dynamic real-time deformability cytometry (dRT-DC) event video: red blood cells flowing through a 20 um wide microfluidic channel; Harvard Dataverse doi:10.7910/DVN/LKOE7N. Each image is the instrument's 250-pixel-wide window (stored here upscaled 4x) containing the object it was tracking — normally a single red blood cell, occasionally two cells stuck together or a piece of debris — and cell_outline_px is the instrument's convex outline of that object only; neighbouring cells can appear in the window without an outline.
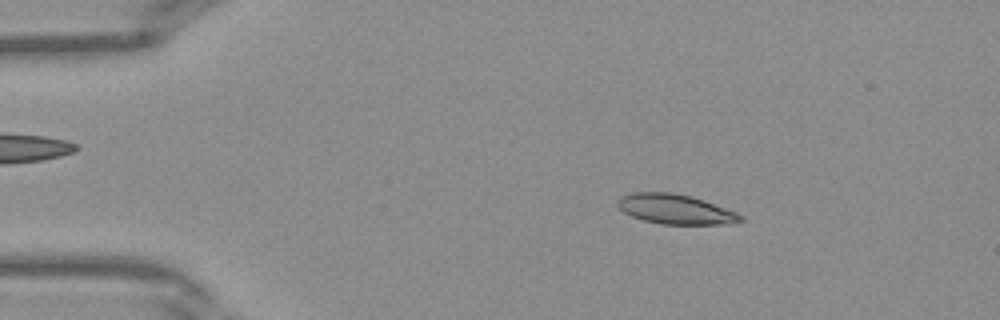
{"species": "Egyptian fruit bat (a non-hibernating species)", "species_latin": "Rousettus aegyptiacus", "temperature_condition": "warm", "stored_images_in_passage": 40, "camera_frame_rate_fps": 3000, "um_per_image_px": 0.085, "frame": {"image": 1, "passage_image": 6, "time_ms": 1.667, "image_size_px": [1000, 320], "cell_outline_px": [[744, 220], [728, 224], [660, 224], [644, 220], [632, 216], [624, 212], [616, 204], [616, 200], [620, 196], [632, 192], [672, 192], [692, 196], [704, 200], [736, 212], [744, 216]], "centroid_in_image_um": [57.39, 17.77], "position_along_channel_um": 27.6, "area_um2": 21.44}}
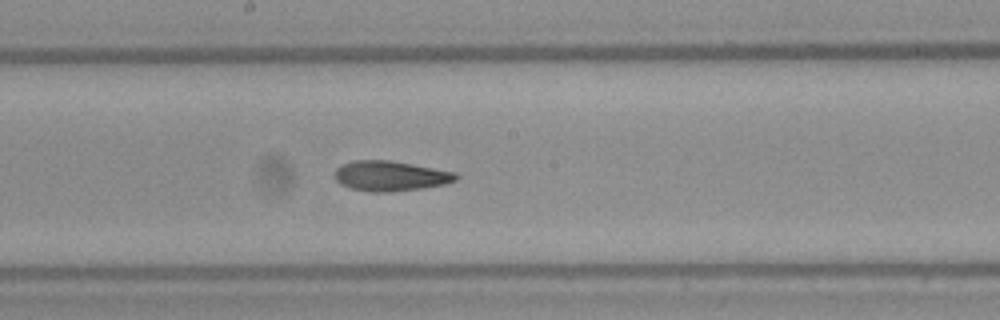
{"frame": {"image": 2, "passage_image": 21, "time_ms": 6.667, "image_size_px": [1000, 320], "cell_outline_px": [[460, 176], [456, 180], [444, 184], [420, 188], [388, 192], [372, 192], [352, 188], [340, 184], [336, 180], [336, 168], [352, 160], [388, 160], [412, 164], [456, 172]], "centroid_in_image_um": [33.2, 14.95], "position_along_channel_um": 215.0, "area_um2": 21.04}}
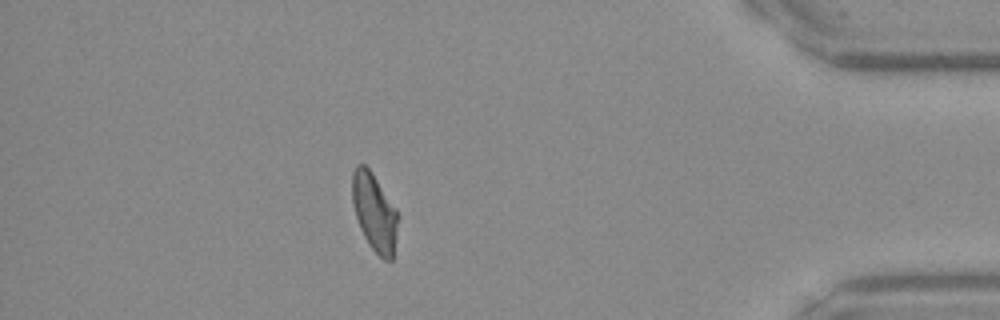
{"frame": {"image": 3, "passage_image": 35, "time_ms": 11.333, "image_size_px": [1000, 320], "cell_outline_px": [[400, 216], [392, 260], [384, 260], [368, 244], [360, 228], [356, 216], [352, 200], [352, 172], [356, 164], [364, 164], [372, 172], [396, 208]], "centroid_in_image_um": [31.84, 18.03], "position_along_channel_um": 403.4, "area_um2": 20.87}}